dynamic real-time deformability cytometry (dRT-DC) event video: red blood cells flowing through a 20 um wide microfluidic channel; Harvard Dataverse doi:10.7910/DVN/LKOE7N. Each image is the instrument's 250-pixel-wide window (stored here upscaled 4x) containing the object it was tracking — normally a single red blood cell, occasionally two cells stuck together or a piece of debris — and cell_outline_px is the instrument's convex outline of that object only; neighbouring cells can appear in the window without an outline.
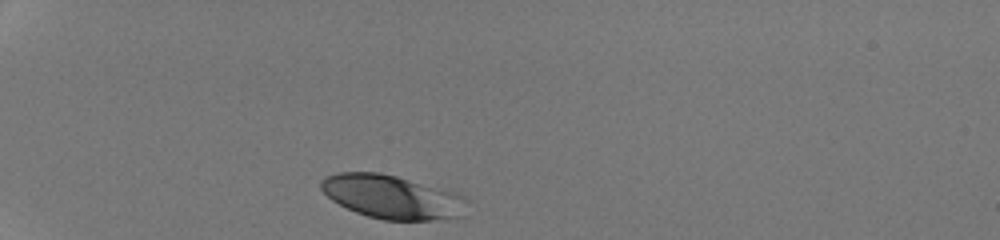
{"species": "human", "species_latin": "Homo sapiens", "temperature_condition": "room temperature", "stored_images_in_passage": 30, "camera_frame_rate_fps": 3000, "um_per_image_px": 0.085, "donor": {"sex": "male"}, "frame": {"image": 1, "passage_image": 1, "time_ms": 0.0, "image_size_px": [1000, 240], "cell_outline_px": [[468, 200], [464, 216], [432, 220], [384, 220], [368, 216], [356, 212], [332, 200], [320, 188], [320, 180], [324, 176], [336, 172], [380, 172], [396, 176], [456, 192], [464, 196]], "centroid_in_image_um": [33.34, 16.73], "position_along_channel_um": 51.7, "area_um2": 37.28}}
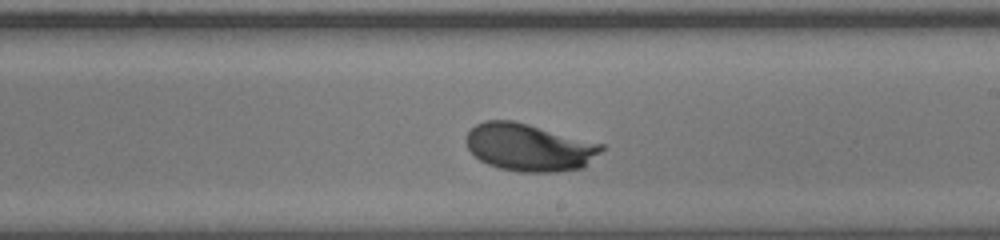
{"frame": {"image": 2, "passage_image": 18, "time_ms": 5.667, "image_size_px": [1000, 240], "cell_outline_px": [[604, 148], [584, 168], [556, 172], [520, 172], [500, 168], [488, 164], [480, 160], [468, 148], [464, 140], [464, 136], [476, 124], [484, 120], [512, 120], [528, 124], [604, 144]], "centroid_in_image_um": [44.97, 12.52], "position_along_channel_um": 244.0, "area_um2": 37.51}}
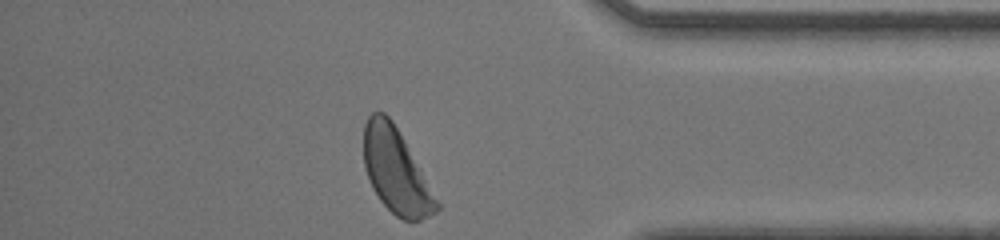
{"frame": {"image": 3, "passage_image": 30, "time_ms": 9.667, "image_size_px": [1000, 240], "cell_outline_px": [[440, 208], [436, 212], [420, 220], [404, 220], [396, 216], [380, 200], [372, 188], [364, 168], [364, 124], [368, 116], [372, 112], [384, 112], [392, 120], [420, 168], [440, 204]], "centroid_in_image_um": [33.64, 14.54], "position_along_channel_um": 401.6, "area_um2": 35.43}, "authors_computed_cell_mechanics": {"area_um2": 36.5007, "velocity_mm_per_s": 4.2073, "shape_relaxation_time_tau1_ms": 2.6191, "shape_relaxation_time_tau2_ms": null, "deformation_change_tau1": 0.1537, "deformation_change_tau2": null}}